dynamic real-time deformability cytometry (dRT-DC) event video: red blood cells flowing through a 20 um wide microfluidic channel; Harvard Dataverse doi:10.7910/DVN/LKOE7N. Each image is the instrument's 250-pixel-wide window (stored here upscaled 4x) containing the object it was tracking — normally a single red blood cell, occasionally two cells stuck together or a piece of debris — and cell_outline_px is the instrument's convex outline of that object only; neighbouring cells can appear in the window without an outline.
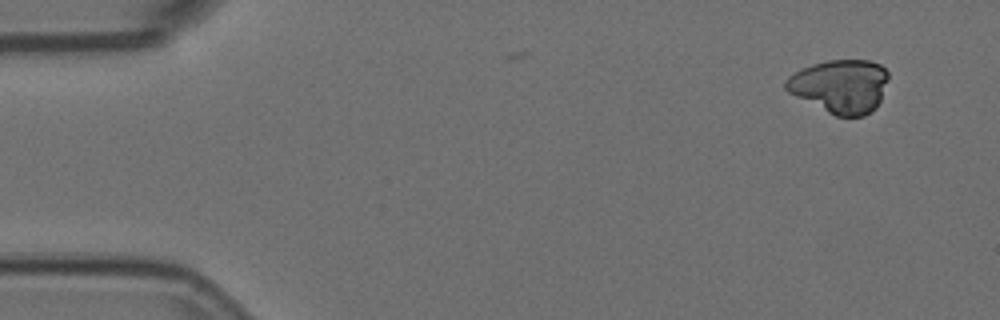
{"species": "Egyptian fruit bat (a non-hibernating species)", "species_latin": "Rousettus aegyptiacus", "temperature_condition": "room temperature", "stored_images_in_passage": 4, "camera_frame_rate_fps": 3000, "um_per_image_px": 0.085, "animal": {"sex": "female"}, "frame": {"image": 1, "passage_image": 1, "time_ms": 0.0, "image_size_px": [1000, 320], "cell_outline_px": [[888, 80], [880, 100], [876, 108], [864, 116], [836, 116], [788, 92], [784, 88], [784, 80], [788, 76], [812, 64], [828, 60], [868, 60], [880, 64], [888, 72]], "centroid_in_image_um": [71.43, 7.31], "position_along_channel_um": 13.6, "area_um2": 31.85}}